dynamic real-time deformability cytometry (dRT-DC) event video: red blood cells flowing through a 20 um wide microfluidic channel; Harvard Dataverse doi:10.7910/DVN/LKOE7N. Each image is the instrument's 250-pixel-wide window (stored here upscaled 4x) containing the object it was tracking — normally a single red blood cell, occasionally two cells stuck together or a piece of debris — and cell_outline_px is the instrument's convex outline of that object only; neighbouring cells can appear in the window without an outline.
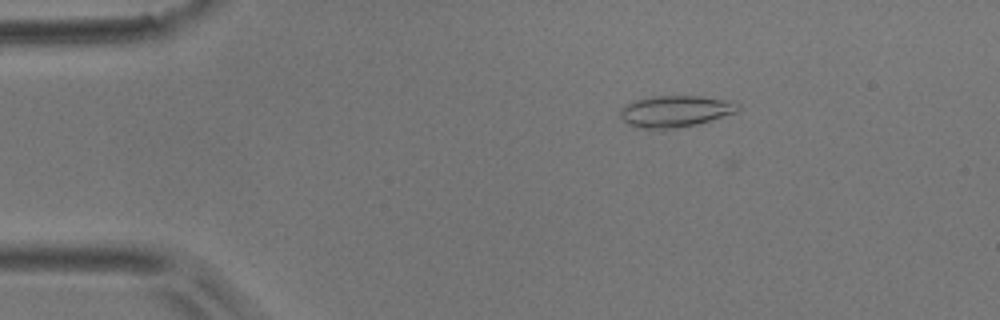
{"species": "common noctule bat (a hibernating species)", "species_latin": "Nyctalus noctula", "temperature_condition": "room temperature", "stored_images_in_passage": 14, "camera_frame_rate_fps": 3000, "um_per_image_px": 0.085, "animal": {"sex": "male", "body_mass_g": 17.9}, "frame": {"image": 1, "passage_image": 11, "time_ms": 3.333, "image_size_px": [1000, 320], "cell_outline_px": [[740, 108], [736, 112], [696, 124], [660, 132], [640, 128], [628, 124], [620, 116], [620, 108], [636, 100], [652, 96], [700, 96], [732, 100], [740, 104]], "centroid_in_image_um": [57.39, 9.48], "position_along_channel_um": 27.6, "area_um2": 22.02}}